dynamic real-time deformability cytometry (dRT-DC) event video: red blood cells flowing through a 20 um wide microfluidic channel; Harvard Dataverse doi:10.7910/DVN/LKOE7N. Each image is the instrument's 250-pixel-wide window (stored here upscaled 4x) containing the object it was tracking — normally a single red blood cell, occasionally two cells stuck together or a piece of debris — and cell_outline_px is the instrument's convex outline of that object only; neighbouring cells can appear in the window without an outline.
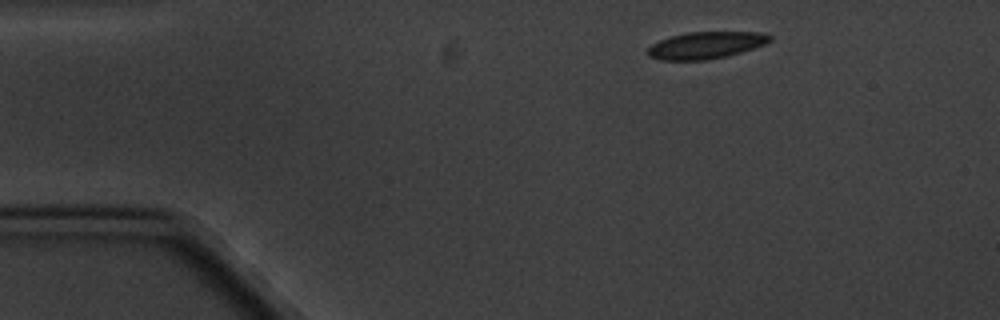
{"species": "common noctule bat (a hibernating species)", "species_latin": "Nyctalus noctula", "temperature_condition": "cold", "stored_images_in_passage": 3, "camera_frame_rate_fps": 3000, "um_per_image_px": 0.085, "animal": {"sex": "male", "body_mass_g": 20.1, "forearm_length_mm": 53.5}, "frame": {"image": 1, "passage_image": 1, "time_ms": 0.0, "image_size_px": [1000, 320], "cell_outline_px": [[772, 40], [764, 44], [728, 56], [708, 60], [660, 60], [648, 56], [648, 48], [652, 44], [660, 40], [672, 36], [688, 32], [760, 32], [772, 36]], "centroid_in_image_um": [59.99, 3.85], "position_along_channel_um": 25.0, "area_um2": 19.07}}